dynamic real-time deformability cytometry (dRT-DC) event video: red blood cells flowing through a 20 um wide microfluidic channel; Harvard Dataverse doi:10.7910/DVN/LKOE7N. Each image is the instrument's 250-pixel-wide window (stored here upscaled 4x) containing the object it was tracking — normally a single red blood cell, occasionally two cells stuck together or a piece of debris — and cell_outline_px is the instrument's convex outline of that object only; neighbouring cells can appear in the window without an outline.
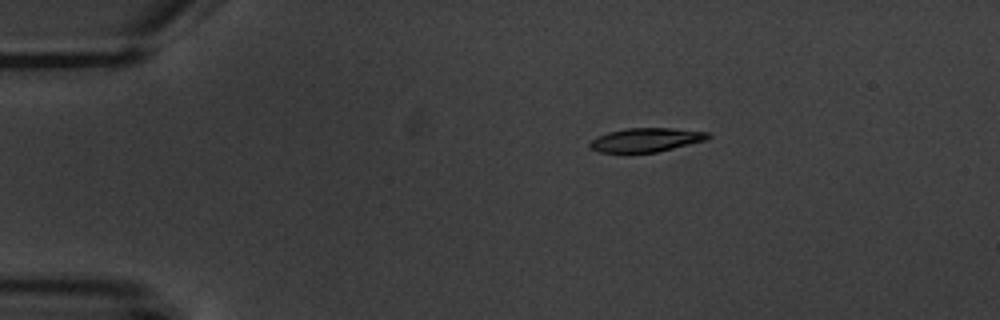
{"species": "common noctule bat (a hibernating species)", "species_latin": "Nyctalus noctula", "temperature_condition": "warm", "stored_images_in_passage": 5, "camera_frame_rate_fps": 3000, "um_per_image_px": 0.085, "animal": {"sex": "male", "body_mass_g": 20.1, "forearm_length_mm": 53.5}, "frame": {"image": 1, "passage_image": 5, "time_ms": 6.333, "image_size_px": [1000, 320], "cell_outline_px": [[712, 136], [708, 140], [656, 152], [600, 152], [592, 148], [588, 144], [596, 136], [608, 132], [624, 128], [672, 128], [708, 132]], "centroid_in_image_um": [54.94, 11.88], "position_along_channel_um": 30.1, "area_um2": 16.42}}